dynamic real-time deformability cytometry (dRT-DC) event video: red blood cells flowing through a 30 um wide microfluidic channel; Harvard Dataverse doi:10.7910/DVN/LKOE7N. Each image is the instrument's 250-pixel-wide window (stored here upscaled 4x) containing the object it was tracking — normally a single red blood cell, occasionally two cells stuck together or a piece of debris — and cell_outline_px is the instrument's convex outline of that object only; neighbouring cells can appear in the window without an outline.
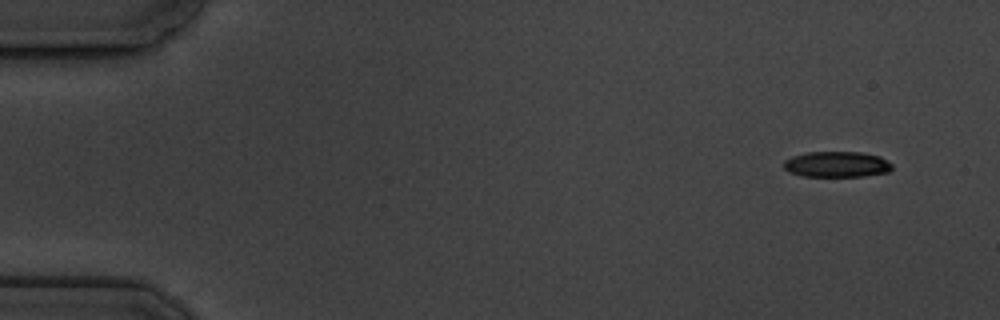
{"species": "common noctule bat (a hibernating species)", "species_latin": "Nyctalus noctula", "temperature_condition": "cold", "stored_images_in_passage": 6, "camera_frame_rate_fps": 3000, "um_per_image_px": 0.085, "animal": {"sex": "male", "body_mass_g": 19.5, "forearm_length_mm": 54.6}, "frame": {"image": 1, "passage_image": 1, "time_ms": 0.0, "image_size_px": [1000, 320], "cell_outline_px": [[892, 168], [888, 172], [864, 176], [804, 176], [788, 172], [784, 168], [784, 160], [792, 156], [804, 152], [860, 152], [880, 156], [892, 164]], "centroid_in_image_um": [71.11, 13.96], "position_along_channel_um": 13.9, "area_um2": 16.3}}
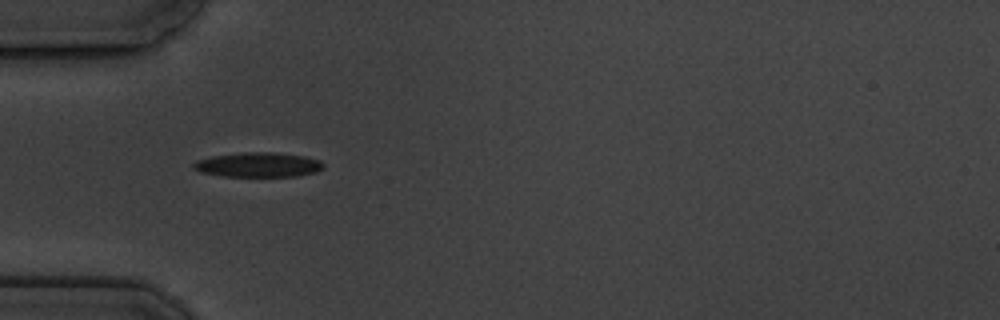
{"frame": {"image": 2, "passage_image": 5, "time_ms": 4.667, "image_size_px": [1000, 320], "cell_outline_px": [[324, 168], [316, 172], [296, 176], [224, 176], [200, 172], [192, 168], [192, 164], [196, 160], [212, 156], [244, 152], [272, 152], [304, 156], [320, 160], [324, 164]], "centroid_in_image_um": [21.94, 14.0], "position_along_channel_um": 63.1, "area_um2": 18.67}}